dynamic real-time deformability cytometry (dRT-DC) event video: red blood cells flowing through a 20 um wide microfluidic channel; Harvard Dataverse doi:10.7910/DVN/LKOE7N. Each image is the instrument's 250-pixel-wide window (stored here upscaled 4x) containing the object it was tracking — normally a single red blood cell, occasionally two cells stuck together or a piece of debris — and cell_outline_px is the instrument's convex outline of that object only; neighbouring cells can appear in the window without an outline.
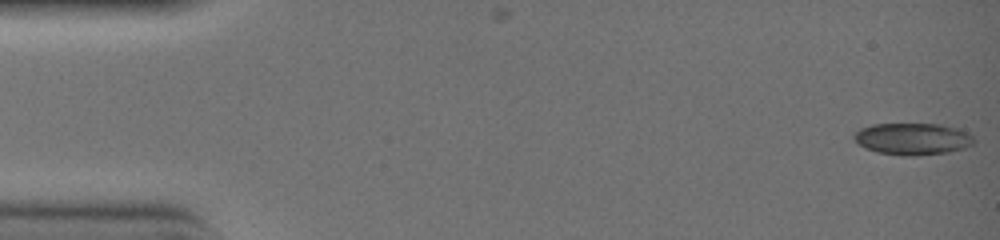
{"species": "common noctule bat (a hibernating species)", "species_latin": "Nyctalus noctula", "temperature_condition": "warm", "stored_images_in_passage": 10, "camera_frame_rate_fps": 3000, "um_per_image_px": 0.085, "animal": {"sex": "female", "body_mass_g": 19.0, "forearm_length_mm": 51.5}, "frame": {"image": 1, "passage_image": 1, "time_ms": 0.0, "image_size_px": [1000, 240], "cell_outline_px": [[976, 140], [972, 144], [964, 148], [948, 152], [916, 156], [900, 156], [876, 152], [864, 148], [852, 136], [860, 128], [872, 124], [940, 124], [956, 128], [972, 136]], "centroid_in_image_um": [77.54, 11.82], "position_along_channel_um": 7.5, "area_um2": 22.25}}